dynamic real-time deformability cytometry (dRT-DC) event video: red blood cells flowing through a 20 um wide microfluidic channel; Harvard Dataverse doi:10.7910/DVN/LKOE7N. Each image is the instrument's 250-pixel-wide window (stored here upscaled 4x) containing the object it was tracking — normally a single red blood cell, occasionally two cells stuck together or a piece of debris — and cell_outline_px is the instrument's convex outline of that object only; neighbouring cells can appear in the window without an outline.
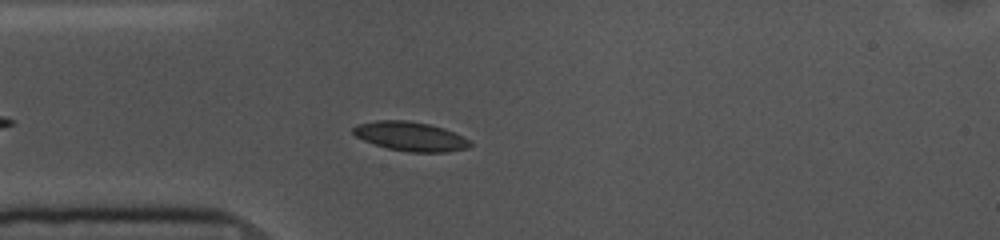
{"species": "common noctule bat (a hibernating species)", "species_latin": "Nyctalus noctula", "temperature_condition": "cold", "stored_images_in_passage": 26, "camera_frame_rate_fps": 3000, "um_per_image_px": 0.085, "animal": {"sex": "female", "body_mass_g": 10.0, "forearm_length_mm": 53.1}, "frame": {"image": 1, "passage_image": 7, "time_ms": 2.0, "image_size_px": [1000, 240], "cell_outline_px": [[472, 144], [468, 148], [448, 152], [408, 152], [388, 148], [364, 140], [356, 136], [352, 132], [352, 128], [356, 124], [376, 120], [404, 120], [428, 124], [444, 128], [468, 140]], "centroid_in_image_um": [34.86, 11.59], "position_along_channel_um": 50.1, "area_um2": 19.71}}
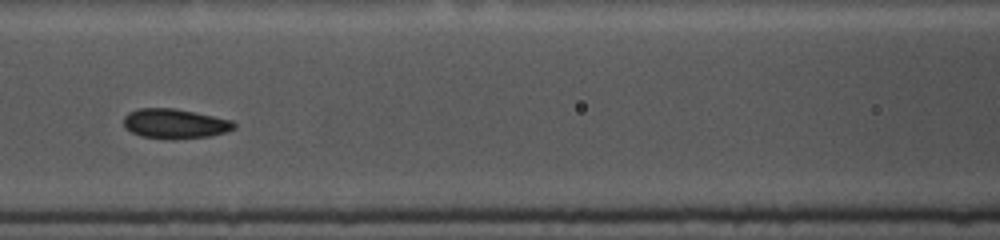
{"frame": {"image": 2, "passage_image": 16, "time_ms": 5.0, "image_size_px": [1000, 240], "cell_outline_px": [[236, 128], [224, 132], [208, 136], [172, 140], [140, 136], [132, 132], [124, 124], [124, 116], [128, 112], [140, 108], [176, 108], [232, 120], [236, 124]], "centroid_in_image_um": [14.87, 10.51], "position_along_channel_um": 151.7, "area_um2": 19.13}}
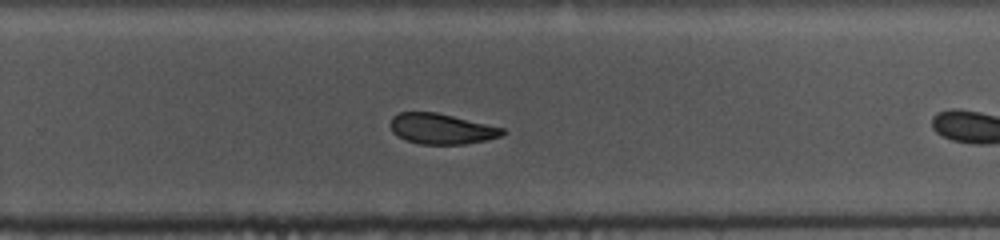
{"frame": {"image": 3, "passage_image": 24, "time_ms": 7.667, "image_size_px": [1000, 240], "cell_outline_px": [[508, 132], [500, 136], [484, 140], [464, 144], [420, 144], [404, 140], [396, 136], [392, 132], [392, 116], [400, 112], [436, 112], [504, 128]], "centroid_in_image_um": [37.51, 10.95], "position_along_channel_um": 292.3, "area_um2": 19.83}}